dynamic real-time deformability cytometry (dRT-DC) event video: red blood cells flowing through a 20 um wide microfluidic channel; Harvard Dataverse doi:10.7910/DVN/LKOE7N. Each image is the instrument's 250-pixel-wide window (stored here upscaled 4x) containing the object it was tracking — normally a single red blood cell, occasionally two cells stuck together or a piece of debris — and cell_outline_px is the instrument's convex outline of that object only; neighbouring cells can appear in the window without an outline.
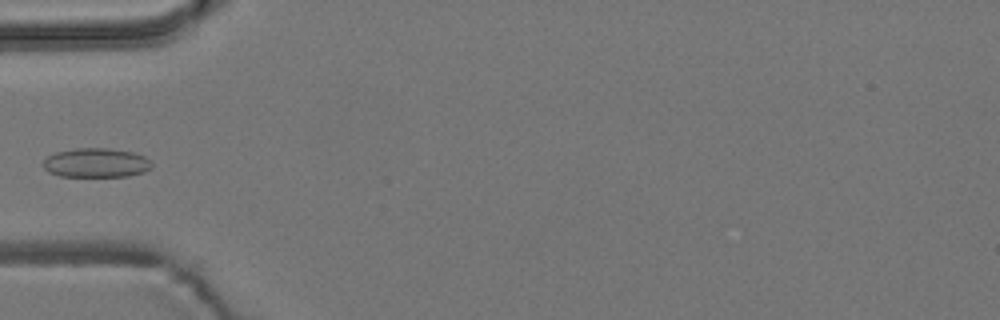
{"species": "common noctule bat (a hibernating species)", "species_latin": "Nyctalus noctula", "temperature_condition": "room temperature", "stored_images_in_passage": 5, "camera_frame_rate_fps": 3000, "um_per_image_px": 0.085, "animal": {"sex": "male", "body_mass_g": 19.2, "forearm_length_mm": 51.8}, "frame": {"image": 1, "passage_image": 5, "time_ms": 4.333, "image_size_px": [1000, 320], "cell_outline_px": [[152, 168], [144, 172], [128, 176], [60, 176], [48, 172], [40, 164], [48, 156], [56, 152], [76, 148], [108, 148], [132, 152], [144, 156], [152, 164]], "centroid_in_image_um": [8.15, 13.84], "position_along_channel_um": 76.9, "area_um2": 18.55}}